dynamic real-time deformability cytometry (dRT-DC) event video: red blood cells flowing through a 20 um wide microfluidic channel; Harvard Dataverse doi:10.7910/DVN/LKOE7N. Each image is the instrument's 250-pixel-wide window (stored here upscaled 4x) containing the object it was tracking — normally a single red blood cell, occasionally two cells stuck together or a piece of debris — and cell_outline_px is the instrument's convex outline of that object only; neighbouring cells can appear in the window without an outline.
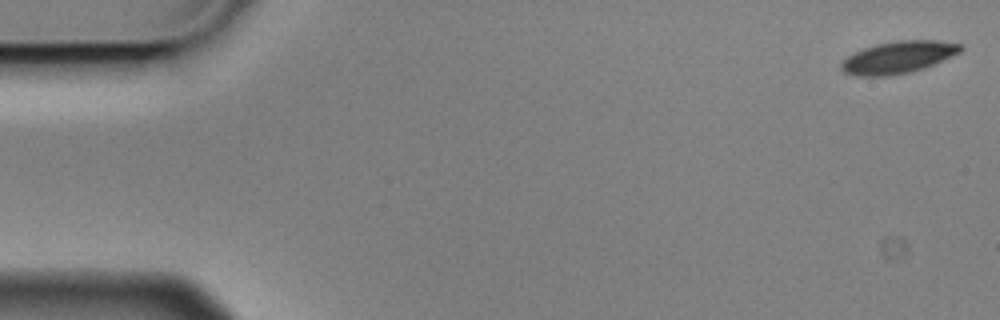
{"species": "Egyptian fruit bat (a non-hibernating species)", "species_latin": "Rousettus aegyptiacus", "temperature_condition": "cold", "stored_images_in_passage": 6, "camera_frame_rate_fps": 3000, "um_per_image_px": 0.085, "animal": {"sex": "male"}, "frame": {"image": 1, "passage_image": 1, "time_ms": 0.0, "image_size_px": [1000, 320], "cell_outline_px": [[964, 48], [960, 52], [952, 56], [924, 68], [912, 72], [888, 76], [856, 76], [844, 72], [840, 68], [840, 64], [848, 56], [864, 48], [876, 44], [896, 40], [940, 40], [964, 44]], "centroid_in_image_um": [76.39, 4.86], "position_along_channel_um": 8.6, "area_um2": 22.48}}